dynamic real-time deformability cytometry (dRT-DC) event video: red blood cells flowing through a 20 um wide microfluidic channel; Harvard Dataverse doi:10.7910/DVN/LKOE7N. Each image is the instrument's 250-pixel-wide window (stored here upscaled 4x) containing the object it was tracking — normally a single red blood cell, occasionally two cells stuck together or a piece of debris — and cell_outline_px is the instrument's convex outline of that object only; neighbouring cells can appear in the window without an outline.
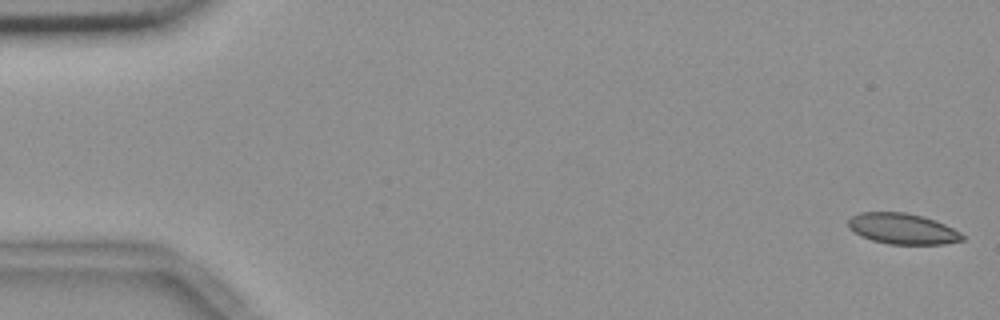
{"species": "common noctule bat (a hibernating species)", "species_latin": "Nyctalus noctula", "temperature_condition": "room temperature", "stored_images_in_passage": 56, "camera_frame_rate_fps": 3000, "um_per_image_px": 0.085, "animal": {"sex": "female", "body_mass_g": 18.4}, "frame": {"image": 1, "passage_image": 1, "time_ms": 0.0, "image_size_px": [1000, 320], "cell_outline_px": [[964, 240], [944, 244], [888, 244], [872, 240], [848, 228], [848, 220], [852, 216], [860, 212], [904, 212], [924, 216], [936, 220], [960, 232], [964, 236]], "centroid_in_image_um": [76.73, 19.43], "position_along_channel_um": 8.3, "area_um2": 20.4}}
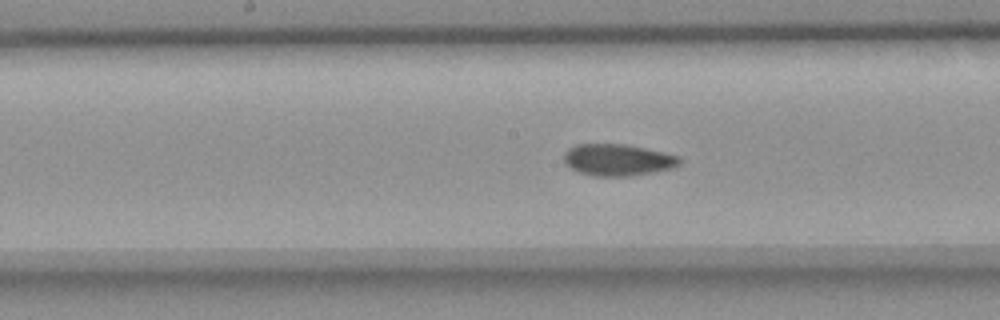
{"frame": {"image": 2, "passage_image": 28, "time_ms": 9.0, "image_size_px": [1000, 320], "cell_outline_px": [[684, 160], [676, 168], [628, 176], [592, 176], [580, 172], [564, 164], [564, 152], [568, 148], [576, 144], [624, 144], [664, 152], [680, 156]], "centroid_in_image_um": [52.54, 13.59], "position_along_channel_um": 195.7, "area_um2": 21.56}}
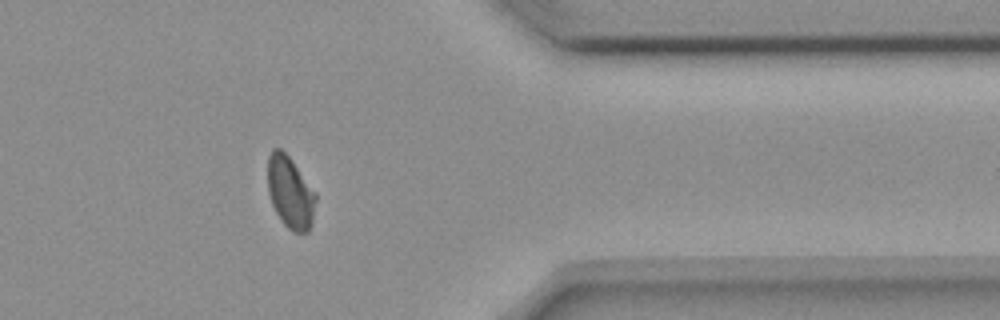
{"frame": {"image": 3, "passage_image": 45, "time_ms": 14.667, "image_size_px": [1000, 320], "cell_outline_px": [[316, 200], [312, 224], [308, 232], [292, 232], [280, 220], [272, 204], [268, 192], [268, 156], [272, 148], [280, 148], [288, 156], [316, 192]], "centroid_in_image_um": [24.67, 16.37], "position_along_channel_um": 386.7, "area_um2": 20.17}, "authors_computed_cell_mechanics": {"area_um2": 21.0681, "velocity_mm_per_s": 3.6579, "shape_relaxation_time_tau1_ms": null, "shape_relaxation_time_tau2_ms": 1.9361, "deformation_change_tau1": null, "deformation_change_tau2": 0.0649}}